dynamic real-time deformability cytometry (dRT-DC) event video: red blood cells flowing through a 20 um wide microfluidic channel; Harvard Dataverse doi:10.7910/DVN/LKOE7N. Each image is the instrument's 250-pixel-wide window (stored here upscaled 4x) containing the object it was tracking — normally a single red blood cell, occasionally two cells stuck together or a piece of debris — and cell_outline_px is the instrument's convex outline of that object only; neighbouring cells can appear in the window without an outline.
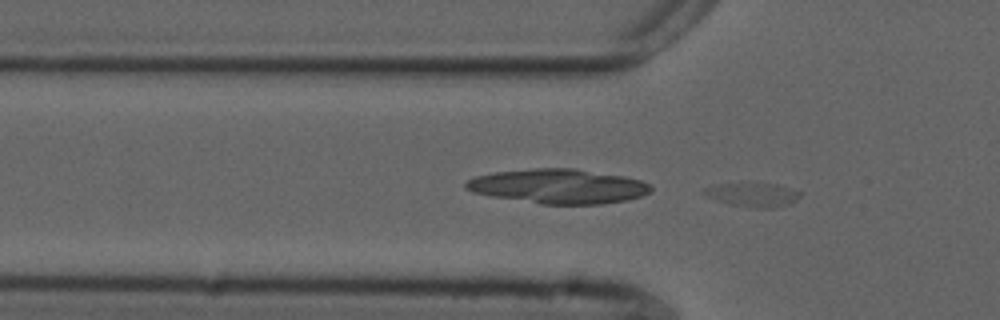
{"species": "common noctule bat (a hibernating species)", "species_latin": "Nyctalus noctula", "temperature_condition": "cold", "stored_images_in_passage": 7, "camera_frame_rate_fps": 3000, "um_per_image_px": 0.085, "animal": {"sex": "male", "forearm_length_mm": 52.5}, "frame": {"image": 1, "passage_image": 7, "time_ms": 2.0, "image_size_px": [1000, 320], "cell_outline_px": [[800, 196], [796, 200], [788, 204], [772, 208], [756, 208], [732, 204], [708, 196], [704, 192], [704, 188], [740, 180], [776, 184], [800, 192]], "centroid_in_image_um": [64.01, 16.5], "position_along_channel_um": 61.8, "area_um2": 13.47}}